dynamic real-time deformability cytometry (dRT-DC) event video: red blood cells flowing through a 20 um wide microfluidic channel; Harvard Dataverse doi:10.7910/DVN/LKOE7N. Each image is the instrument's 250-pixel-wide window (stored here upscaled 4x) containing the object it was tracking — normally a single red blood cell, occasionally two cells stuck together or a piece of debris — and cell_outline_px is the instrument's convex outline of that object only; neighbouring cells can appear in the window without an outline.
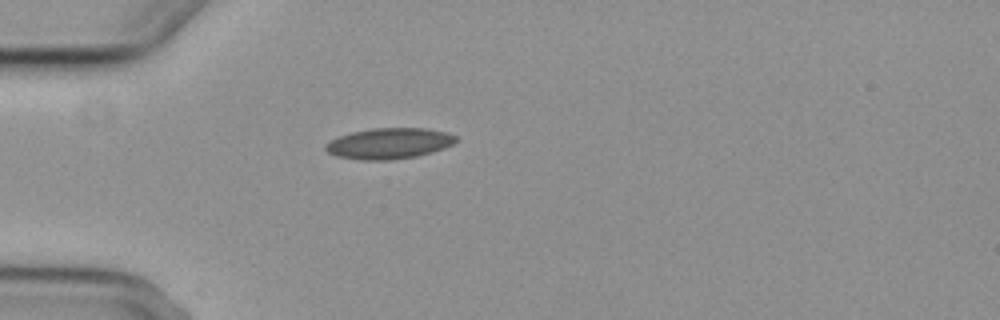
{"species": "common noctule bat (a hibernating species)", "species_latin": "Nyctalus noctula", "temperature_condition": "cold", "stored_images_in_passage": 2, "camera_frame_rate_fps": 3000, "um_per_image_px": 0.085, "animal": {"sex": "female", "body_mass_g": 29.2, "forearm_length_mm": 56.3}, "frame": {"image": 1, "passage_image": 2, "time_ms": 2.0, "image_size_px": [1000, 320], "cell_outline_px": [[460, 140], [444, 148], [432, 152], [416, 156], [388, 160], [360, 160], [336, 156], [328, 152], [324, 148], [324, 144], [340, 136], [352, 132], [372, 128], [424, 128], [448, 132], [456, 136]], "centroid_in_image_um": [33.09, 12.19], "position_along_channel_um": 51.9, "area_um2": 23.47}}